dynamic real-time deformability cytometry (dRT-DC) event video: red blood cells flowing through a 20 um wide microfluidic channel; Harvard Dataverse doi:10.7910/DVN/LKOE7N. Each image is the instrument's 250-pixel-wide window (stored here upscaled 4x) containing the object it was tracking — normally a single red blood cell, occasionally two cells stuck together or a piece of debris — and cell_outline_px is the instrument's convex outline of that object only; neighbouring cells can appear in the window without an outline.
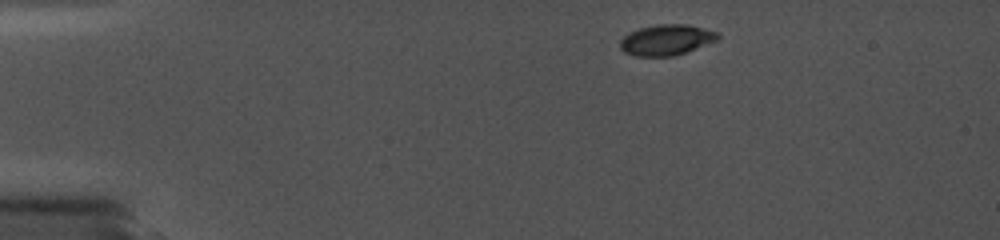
{"species": "common noctule bat (a hibernating species)", "species_latin": "Nyctalus noctula", "temperature_condition": "cold", "stored_images_in_passage": 5, "camera_frame_rate_fps": 5000, "um_per_image_px": 0.085, "animal": {"sex": "female", "body_mass_g": 19.0, "forearm_length_mm": 56.7}, "frame": {"image": 1, "passage_image": 1, "time_ms": 0.0, "image_size_px": [1000, 240], "cell_outline_px": [[720, 40], [672, 56], [636, 56], [624, 52], [620, 48], [620, 40], [624, 36], [640, 28], [660, 24], [688, 24], [720, 32]], "centroid_in_image_um": [56.69, 3.38], "position_along_channel_um": 28.3, "area_um2": 17.46}}
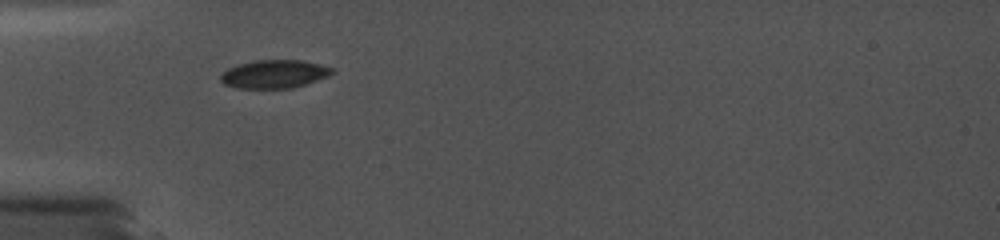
{"frame": {"image": 2, "passage_image": 4, "time_ms": 2.8, "image_size_px": [1000, 240], "cell_outline_px": [[336, 72], [328, 76], [292, 88], [236, 88], [224, 84], [220, 80], [220, 76], [228, 68], [240, 64], [256, 60], [304, 60], [336, 68]], "centroid_in_image_um": [23.35, 6.29], "position_along_channel_um": 61.6, "area_um2": 18.38}}